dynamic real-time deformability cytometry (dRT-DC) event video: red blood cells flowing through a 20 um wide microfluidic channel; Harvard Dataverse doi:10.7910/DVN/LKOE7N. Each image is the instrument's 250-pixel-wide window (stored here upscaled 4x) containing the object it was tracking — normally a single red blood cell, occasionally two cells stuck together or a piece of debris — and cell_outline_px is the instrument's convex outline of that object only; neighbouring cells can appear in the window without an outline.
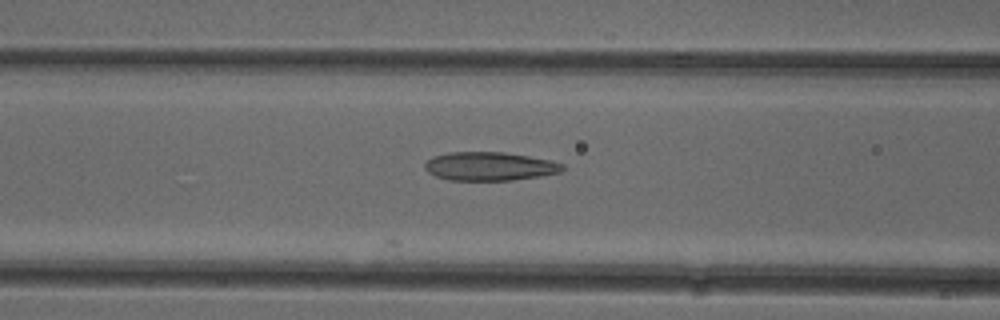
{"species": "common noctule bat (a hibernating species)", "species_latin": "Nyctalus noctula", "temperature_condition": "cold", "stored_images_in_passage": 25, "camera_frame_rate_fps": 3000, "um_per_image_px": 0.085, "animal": {"sex": "female"}, "frame": {"image": 1, "passage_image": 20, "time_ms": 6.333, "image_size_px": [1000, 320], "cell_outline_px": [[564, 168], [560, 172], [540, 176], [512, 180], [448, 180], [436, 176], [428, 172], [424, 168], [424, 164], [432, 156], [448, 152], [504, 152], [528, 156], [548, 160], [564, 164]], "centroid_in_image_um": [41.58, 14.13], "position_along_channel_um": 125.0, "area_um2": 22.89}}
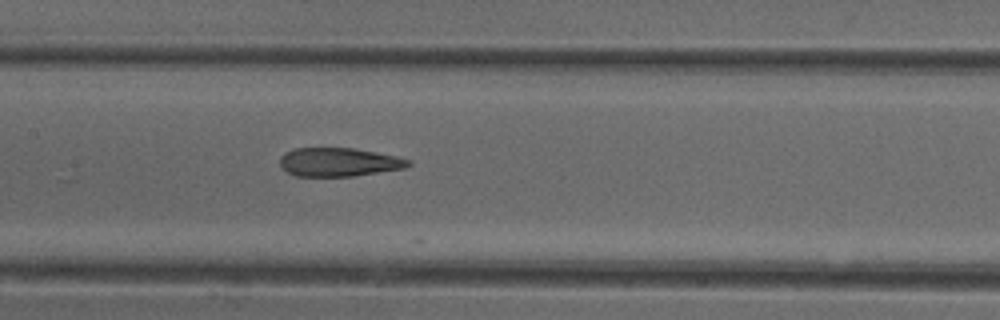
{"frame": {"image": 2, "passage_image": 24, "time_ms": 7.667, "image_size_px": [1000, 320], "cell_outline_px": [[412, 164], [404, 168], [352, 176], [296, 176], [288, 172], [280, 164], [280, 156], [284, 152], [296, 148], [352, 148], [376, 152], [396, 156], [408, 160]], "centroid_in_image_um": [28.77, 13.77], "position_along_channel_um": 178.6, "area_um2": 21.21}}